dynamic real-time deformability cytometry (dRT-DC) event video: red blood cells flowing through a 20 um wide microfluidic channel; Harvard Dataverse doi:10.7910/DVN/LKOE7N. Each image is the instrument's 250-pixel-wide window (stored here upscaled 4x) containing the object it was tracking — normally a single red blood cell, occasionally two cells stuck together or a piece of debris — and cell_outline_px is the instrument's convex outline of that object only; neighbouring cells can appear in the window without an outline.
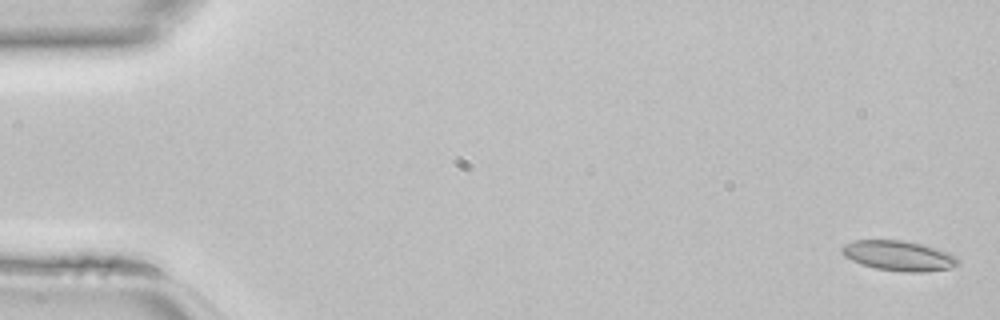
{"species": "common noctule bat (a hibernating species)", "species_latin": "Nyctalus noctula", "temperature_condition": "room temperature", "stored_images_in_passage": 45, "camera_frame_rate_fps": 3000, "um_per_image_px": 0.085, "animal": {"sex": "female", "body_mass_g": 22.7, "forearm_length_mm": 54.2}, "frame": {"image": 1, "passage_image": 1, "time_ms": 0.0, "image_size_px": [1000, 320], "cell_outline_px": [[960, 264], [948, 268], [924, 272], [908, 272], [876, 268], [860, 264], [844, 256], [840, 252], [840, 248], [844, 244], [852, 240], [904, 240], [936, 248], [948, 252], [956, 256], [960, 260]], "centroid_in_image_um": [76.37, 21.73], "position_along_channel_um": 8.6, "area_um2": 20.4}}
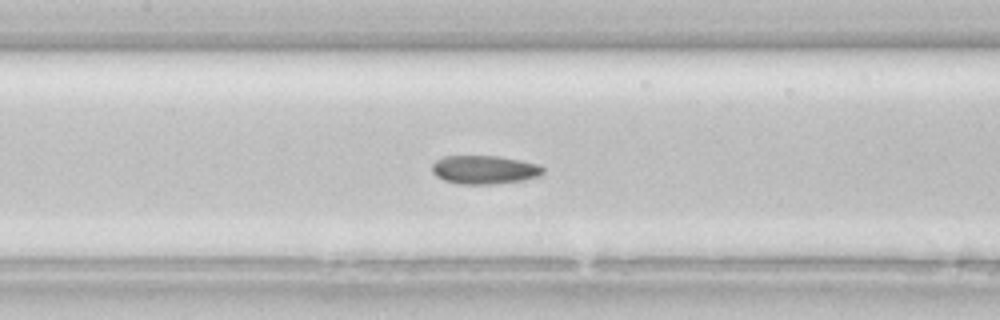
{"frame": {"image": 2, "passage_image": 21, "time_ms": 6.667, "image_size_px": [1000, 320], "cell_outline_px": [[544, 172], [540, 176], [524, 180], [496, 184], [460, 184], [444, 180], [436, 176], [432, 172], [432, 164], [436, 160], [444, 156], [500, 156], [540, 164], [544, 168]], "centroid_in_image_um": [41.2, 14.42], "position_along_channel_um": 166.2, "area_um2": 18.67}}
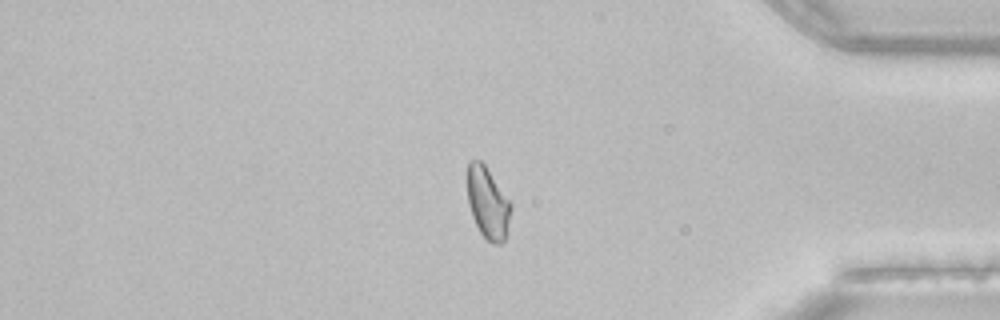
{"frame": {"image": 3, "passage_image": 38, "time_ms": 12.333, "image_size_px": [1000, 320], "cell_outline_px": [[512, 208], [504, 240], [500, 244], [492, 244], [480, 232], [472, 216], [468, 204], [468, 160], [480, 160], [484, 164], [512, 204]], "centroid_in_image_um": [41.46, 17.25], "position_along_channel_um": 393.7, "area_um2": 17.92}}